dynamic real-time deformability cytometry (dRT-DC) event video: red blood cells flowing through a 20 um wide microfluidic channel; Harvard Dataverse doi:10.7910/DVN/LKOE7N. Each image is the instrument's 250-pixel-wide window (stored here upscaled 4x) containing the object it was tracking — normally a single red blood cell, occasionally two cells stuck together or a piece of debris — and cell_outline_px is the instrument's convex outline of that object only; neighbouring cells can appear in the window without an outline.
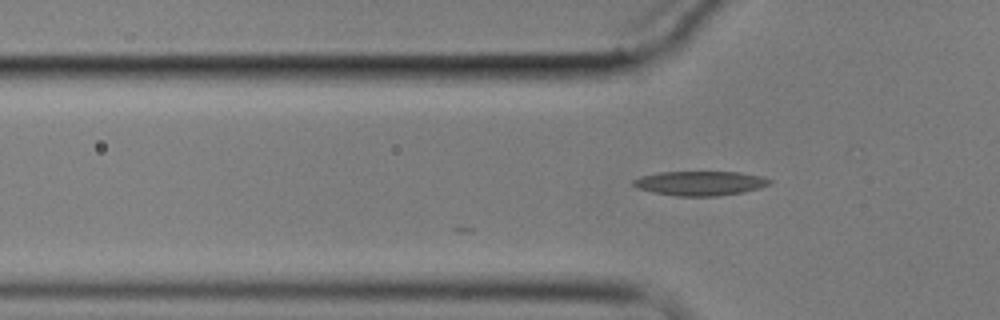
{"species": "common noctule bat (a hibernating species)", "species_latin": "Nyctalus noctula", "temperature_condition": "cold", "stored_images_in_passage": 7, "segment_of_instrument_passage": [1, 2], "camera_frame_rate_fps": 3000, "um_per_image_px": 0.085, "animal": {"sex": "male", "body_mass_g": 17.9}, "frame": {"image": 1, "passage_image": 2, "time_ms": 1.0, "image_size_px": [1000, 320], "cell_outline_px": [[772, 184], [760, 188], [744, 192], [716, 196], [676, 196], [652, 192], [636, 188], [632, 184], [632, 180], [640, 176], [660, 172], [740, 172], [764, 176], [772, 180]], "centroid_in_image_um": [59.53, 15.57], "position_along_channel_um": 66.3, "area_um2": 19.65}}
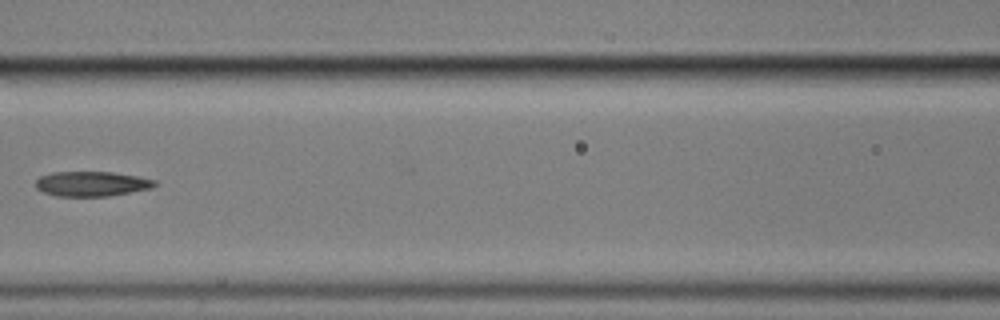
{"frame": {"image": 2, "passage_image": 4, "time_ms": 3.667, "image_size_px": [1000, 320], "cell_outline_px": [[156, 184], [152, 188], [108, 196], [56, 196], [44, 192], [36, 188], [36, 180], [40, 176], [52, 172], [112, 172], [140, 176], [156, 180]], "centroid_in_image_um": [7.8, 15.62], "position_along_channel_um": 158.8, "area_um2": 17.28}}
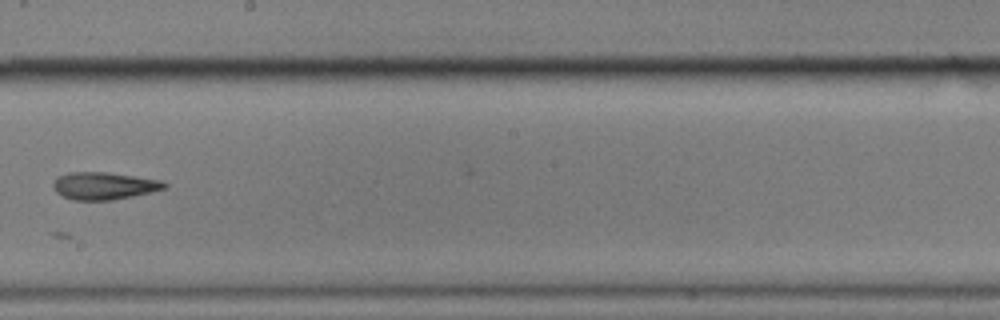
{"frame": {"image": 3, "passage_image": 6, "time_ms": 6.0, "image_size_px": [1000, 320], "cell_outline_px": [[168, 188], [132, 196], [112, 200], [72, 200], [56, 192], [52, 184], [56, 176], [68, 172], [108, 172], [160, 180], [168, 184]], "centroid_in_image_um": [8.82, 15.79], "position_along_channel_um": 239.4, "area_um2": 17.8}}